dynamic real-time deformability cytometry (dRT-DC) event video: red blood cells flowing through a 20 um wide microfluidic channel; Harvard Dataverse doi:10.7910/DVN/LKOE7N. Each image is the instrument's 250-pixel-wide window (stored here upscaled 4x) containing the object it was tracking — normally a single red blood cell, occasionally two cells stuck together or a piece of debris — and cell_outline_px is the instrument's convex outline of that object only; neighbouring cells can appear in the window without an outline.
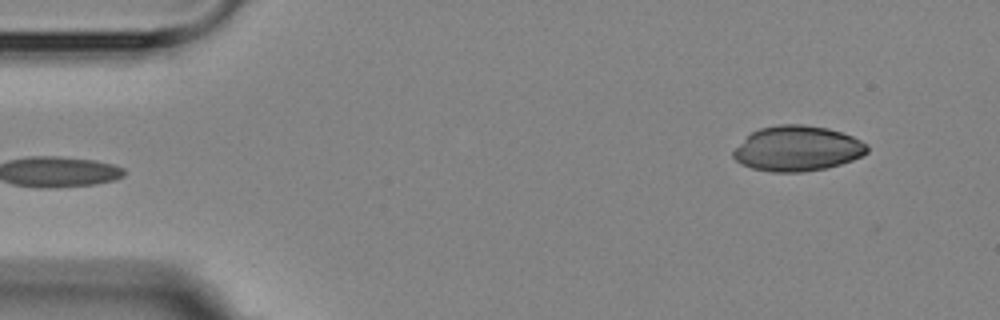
{"species": "Egyptian fruit bat (a non-hibernating species)", "species_latin": "Rousettus aegyptiacus", "temperature_condition": "room temperature", "stored_images_in_passage": 2, "camera_frame_rate_fps": 3000, "um_per_image_px": 0.085, "animal": {"sex": "female"}, "frame": {"image": 1, "passage_image": 2, "time_ms": 1.333, "image_size_px": [1000, 320], "cell_outline_px": [[868, 152], [852, 160], [840, 164], [824, 168], [804, 172], [772, 172], [752, 168], [740, 164], [732, 156], [732, 152], [752, 132], [760, 128], [780, 124], [804, 124], [828, 128], [852, 136], [868, 144]], "centroid_in_image_um": [67.78, 12.62], "position_along_channel_um": 17.2, "area_um2": 35.14}}